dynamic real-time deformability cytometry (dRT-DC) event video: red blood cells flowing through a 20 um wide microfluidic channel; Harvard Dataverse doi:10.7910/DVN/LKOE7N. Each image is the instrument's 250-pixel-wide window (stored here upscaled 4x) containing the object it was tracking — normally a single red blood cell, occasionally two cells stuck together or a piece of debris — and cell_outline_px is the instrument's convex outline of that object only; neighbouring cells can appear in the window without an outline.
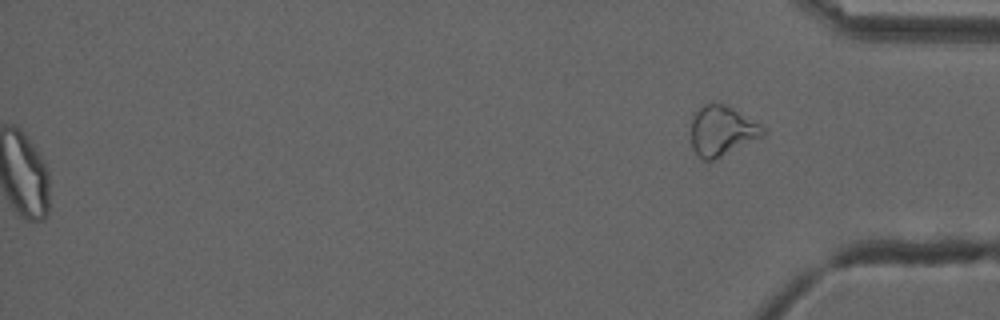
{"species": "common noctule bat (a hibernating species)", "species_latin": "Nyctalus noctula", "temperature_condition": "cold", "stored_images_in_passage": 56, "segment_of_instrument_passage": [2, 2], "camera_frame_rate_fps": 3000, "um_per_image_px": 0.085, "animal": {"sex": "male", "forearm_length_mm": 52.5}, "frame": {"image": 1, "passage_image": 56, "time_ms": 18.333, "image_size_px": [1000, 320], "cell_outline_px": [[764, 136], [712, 160], [704, 160], [692, 148], [692, 112], [704, 104], [724, 104], [732, 108], [760, 124], [764, 128]], "centroid_in_image_um": [61.35, 11.1], "position_along_channel_um": 373.9, "area_um2": 20.58}}